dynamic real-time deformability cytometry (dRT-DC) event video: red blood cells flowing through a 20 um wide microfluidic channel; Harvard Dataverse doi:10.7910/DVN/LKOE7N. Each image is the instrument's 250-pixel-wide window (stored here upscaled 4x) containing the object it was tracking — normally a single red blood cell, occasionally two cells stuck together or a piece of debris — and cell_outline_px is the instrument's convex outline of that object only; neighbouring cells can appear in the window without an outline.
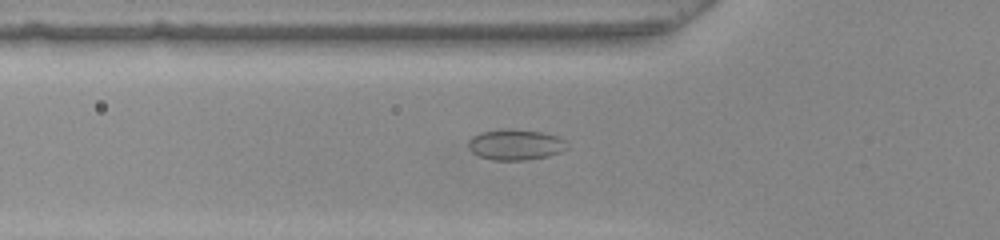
{"species": "common noctule bat (a hibernating species)", "species_latin": "Nyctalus noctula", "temperature_condition": "warm", "stored_images_in_passage": 40, "camera_frame_rate_fps": 3000, "um_per_image_px": 0.085, "animal": {"sex": "female", "body_mass_g": 22.0, "forearm_length_mm": 56.7}, "frame": {"image": 1, "passage_image": 6, "time_ms": 1.667, "image_size_px": [1000, 240], "cell_outline_px": [[568, 148], [560, 152], [548, 156], [524, 160], [492, 160], [480, 156], [472, 152], [468, 148], [468, 140], [472, 136], [480, 132], [504, 128], [544, 132], [560, 136], [564, 140]], "centroid_in_image_um": [43.81, 12.28], "position_along_channel_um": 82.0, "area_um2": 17.86}}
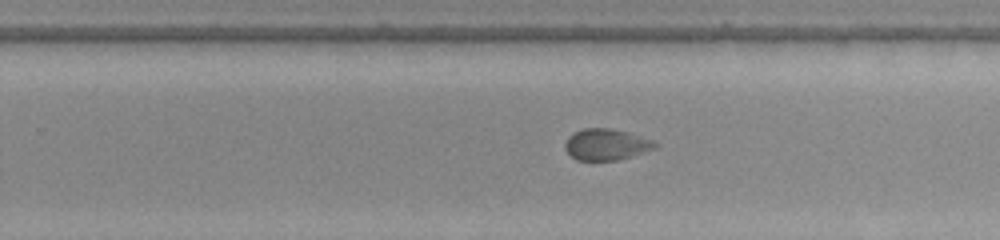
{"frame": {"image": 2, "passage_image": 21, "time_ms": 6.667, "image_size_px": [1000, 240], "cell_outline_px": [[660, 144], [656, 148], [616, 160], [576, 160], [564, 148], [564, 144], [568, 136], [572, 132], [584, 128], [608, 128], [628, 132], [652, 140]], "centroid_in_image_um": [51.5, 12.27], "position_along_channel_um": 278.3, "area_um2": 16.36}}
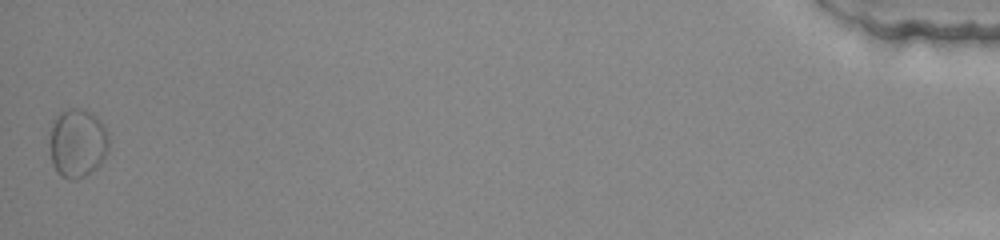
{"frame": {"image": 3, "passage_image": 40, "time_ms": 13.0, "image_size_px": [1000, 240], "cell_outline_px": [[108, 148], [100, 164], [96, 168], [84, 176], [76, 180], [72, 180], [56, 172], [52, 164], [48, 144], [52, 124], [60, 112], [68, 108], [80, 108], [96, 116], [100, 120], [108, 136]], "centroid_in_image_um": [6.55, 12.17], "position_along_channel_um": 428.7, "area_um2": 23.7}}